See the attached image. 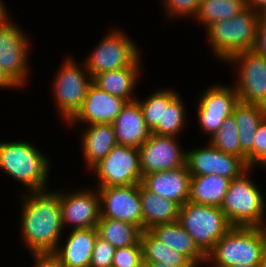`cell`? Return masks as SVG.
<instances>
[{"label": "cell", "instance_id": "19", "mask_svg": "<svg viewBox=\"0 0 266 267\" xmlns=\"http://www.w3.org/2000/svg\"><path fill=\"white\" fill-rule=\"evenodd\" d=\"M112 125L117 144L124 146L139 149L151 134L137 100L127 102Z\"/></svg>", "mask_w": 266, "mask_h": 267}, {"label": "cell", "instance_id": "42", "mask_svg": "<svg viewBox=\"0 0 266 267\" xmlns=\"http://www.w3.org/2000/svg\"><path fill=\"white\" fill-rule=\"evenodd\" d=\"M150 267H168L162 262H155V263H148ZM169 267H174V266H169Z\"/></svg>", "mask_w": 266, "mask_h": 267}, {"label": "cell", "instance_id": "8", "mask_svg": "<svg viewBox=\"0 0 266 267\" xmlns=\"http://www.w3.org/2000/svg\"><path fill=\"white\" fill-rule=\"evenodd\" d=\"M122 30H111L85 59V66L92 78L101 73L131 66L141 55L140 50Z\"/></svg>", "mask_w": 266, "mask_h": 267}, {"label": "cell", "instance_id": "25", "mask_svg": "<svg viewBox=\"0 0 266 267\" xmlns=\"http://www.w3.org/2000/svg\"><path fill=\"white\" fill-rule=\"evenodd\" d=\"M232 115L236 121L241 151L247 155L253 149L256 130L266 117V107L239 101Z\"/></svg>", "mask_w": 266, "mask_h": 267}, {"label": "cell", "instance_id": "2", "mask_svg": "<svg viewBox=\"0 0 266 267\" xmlns=\"http://www.w3.org/2000/svg\"><path fill=\"white\" fill-rule=\"evenodd\" d=\"M49 158L25 140L0 142V169L27 187L25 193L48 190Z\"/></svg>", "mask_w": 266, "mask_h": 267}, {"label": "cell", "instance_id": "17", "mask_svg": "<svg viewBox=\"0 0 266 267\" xmlns=\"http://www.w3.org/2000/svg\"><path fill=\"white\" fill-rule=\"evenodd\" d=\"M128 101L109 94L93 82L87 90L86 97L80 110L68 122L69 125L88 123L112 124Z\"/></svg>", "mask_w": 266, "mask_h": 267}, {"label": "cell", "instance_id": "18", "mask_svg": "<svg viewBox=\"0 0 266 267\" xmlns=\"http://www.w3.org/2000/svg\"><path fill=\"white\" fill-rule=\"evenodd\" d=\"M191 174L187 166L147 174L142 184L161 198H167L182 207L190 197Z\"/></svg>", "mask_w": 266, "mask_h": 267}, {"label": "cell", "instance_id": "24", "mask_svg": "<svg viewBox=\"0 0 266 267\" xmlns=\"http://www.w3.org/2000/svg\"><path fill=\"white\" fill-rule=\"evenodd\" d=\"M139 196L143 212V230L179 220L180 206L167 198H161L139 183Z\"/></svg>", "mask_w": 266, "mask_h": 267}, {"label": "cell", "instance_id": "6", "mask_svg": "<svg viewBox=\"0 0 266 267\" xmlns=\"http://www.w3.org/2000/svg\"><path fill=\"white\" fill-rule=\"evenodd\" d=\"M178 221L205 255L233 227L220 207L191 201L180 207Z\"/></svg>", "mask_w": 266, "mask_h": 267}, {"label": "cell", "instance_id": "31", "mask_svg": "<svg viewBox=\"0 0 266 267\" xmlns=\"http://www.w3.org/2000/svg\"><path fill=\"white\" fill-rule=\"evenodd\" d=\"M208 141L218 150L240 157L246 163V155L241 151L236 121L233 115L224 120L220 129Z\"/></svg>", "mask_w": 266, "mask_h": 267}, {"label": "cell", "instance_id": "34", "mask_svg": "<svg viewBox=\"0 0 266 267\" xmlns=\"http://www.w3.org/2000/svg\"><path fill=\"white\" fill-rule=\"evenodd\" d=\"M143 262L141 241L137 244L116 248L112 267H138Z\"/></svg>", "mask_w": 266, "mask_h": 267}, {"label": "cell", "instance_id": "37", "mask_svg": "<svg viewBox=\"0 0 266 267\" xmlns=\"http://www.w3.org/2000/svg\"><path fill=\"white\" fill-rule=\"evenodd\" d=\"M253 50L266 58V14H262L260 18L257 28L256 43Z\"/></svg>", "mask_w": 266, "mask_h": 267}, {"label": "cell", "instance_id": "1", "mask_svg": "<svg viewBox=\"0 0 266 267\" xmlns=\"http://www.w3.org/2000/svg\"><path fill=\"white\" fill-rule=\"evenodd\" d=\"M21 237L30 253L55 252L63 233L60 192L22 193ZM60 243V244H59Z\"/></svg>", "mask_w": 266, "mask_h": 267}, {"label": "cell", "instance_id": "43", "mask_svg": "<svg viewBox=\"0 0 266 267\" xmlns=\"http://www.w3.org/2000/svg\"><path fill=\"white\" fill-rule=\"evenodd\" d=\"M264 264L266 265V226L264 227Z\"/></svg>", "mask_w": 266, "mask_h": 267}, {"label": "cell", "instance_id": "30", "mask_svg": "<svg viewBox=\"0 0 266 267\" xmlns=\"http://www.w3.org/2000/svg\"><path fill=\"white\" fill-rule=\"evenodd\" d=\"M185 103L179 96V93L168 103L163 104L162 123L151 131L152 134L179 136L187 121Z\"/></svg>", "mask_w": 266, "mask_h": 267}, {"label": "cell", "instance_id": "27", "mask_svg": "<svg viewBox=\"0 0 266 267\" xmlns=\"http://www.w3.org/2000/svg\"><path fill=\"white\" fill-rule=\"evenodd\" d=\"M140 241L145 263L162 262L168 267H197L187 256L163 244L149 230L141 232Z\"/></svg>", "mask_w": 266, "mask_h": 267}, {"label": "cell", "instance_id": "29", "mask_svg": "<svg viewBox=\"0 0 266 267\" xmlns=\"http://www.w3.org/2000/svg\"><path fill=\"white\" fill-rule=\"evenodd\" d=\"M245 8V0H201L195 19L207 28L213 23L234 17Z\"/></svg>", "mask_w": 266, "mask_h": 267}, {"label": "cell", "instance_id": "36", "mask_svg": "<svg viewBox=\"0 0 266 267\" xmlns=\"http://www.w3.org/2000/svg\"><path fill=\"white\" fill-rule=\"evenodd\" d=\"M167 17H196L201 0H163Z\"/></svg>", "mask_w": 266, "mask_h": 267}, {"label": "cell", "instance_id": "21", "mask_svg": "<svg viewBox=\"0 0 266 267\" xmlns=\"http://www.w3.org/2000/svg\"><path fill=\"white\" fill-rule=\"evenodd\" d=\"M82 131L81 149L85 164L92 169L117 144L112 124H91Z\"/></svg>", "mask_w": 266, "mask_h": 267}, {"label": "cell", "instance_id": "9", "mask_svg": "<svg viewBox=\"0 0 266 267\" xmlns=\"http://www.w3.org/2000/svg\"><path fill=\"white\" fill-rule=\"evenodd\" d=\"M91 170L98 178L96 187L139 184L143 179L139 149L122 144H116Z\"/></svg>", "mask_w": 266, "mask_h": 267}, {"label": "cell", "instance_id": "39", "mask_svg": "<svg viewBox=\"0 0 266 267\" xmlns=\"http://www.w3.org/2000/svg\"><path fill=\"white\" fill-rule=\"evenodd\" d=\"M17 88L20 87L0 65V89L1 88Z\"/></svg>", "mask_w": 266, "mask_h": 267}, {"label": "cell", "instance_id": "20", "mask_svg": "<svg viewBox=\"0 0 266 267\" xmlns=\"http://www.w3.org/2000/svg\"><path fill=\"white\" fill-rule=\"evenodd\" d=\"M98 236L97 228L72 229L65 243L54 252L62 267H90L93 248Z\"/></svg>", "mask_w": 266, "mask_h": 267}, {"label": "cell", "instance_id": "26", "mask_svg": "<svg viewBox=\"0 0 266 267\" xmlns=\"http://www.w3.org/2000/svg\"><path fill=\"white\" fill-rule=\"evenodd\" d=\"M229 183L230 179L216 174L191 176L189 201L220 207Z\"/></svg>", "mask_w": 266, "mask_h": 267}, {"label": "cell", "instance_id": "45", "mask_svg": "<svg viewBox=\"0 0 266 267\" xmlns=\"http://www.w3.org/2000/svg\"><path fill=\"white\" fill-rule=\"evenodd\" d=\"M138 267H150L148 263L142 262Z\"/></svg>", "mask_w": 266, "mask_h": 267}, {"label": "cell", "instance_id": "12", "mask_svg": "<svg viewBox=\"0 0 266 267\" xmlns=\"http://www.w3.org/2000/svg\"><path fill=\"white\" fill-rule=\"evenodd\" d=\"M96 188L100 196V218L128 222L143 231L139 184Z\"/></svg>", "mask_w": 266, "mask_h": 267}, {"label": "cell", "instance_id": "16", "mask_svg": "<svg viewBox=\"0 0 266 267\" xmlns=\"http://www.w3.org/2000/svg\"><path fill=\"white\" fill-rule=\"evenodd\" d=\"M72 193L60 192L63 229L68 225L72 229L97 228L100 219L98 189H81Z\"/></svg>", "mask_w": 266, "mask_h": 267}, {"label": "cell", "instance_id": "4", "mask_svg": "<svg viewBox=\"0 0 266 267\" xmlns=\"http://www.w3.org/2000/svg\"><path fill=\"white\" fill-rule=\"evenodd\" d=\"M206 262L212 267L264 264V227L233 226L206 255Z\"/></svg>", "mask_w": 266, "mask_h": 267}, {"label": "cell", "instance_id": "32", "mask_svg": "<svg viewBox=\"0 0 266 267\" xmlns=\"http://www.w3.org/2000/svg\"><path fill=\"white\" fill-rule=\"evenodd\" d=\"M178 93L170 88L156 90L147 99L140 101L147 128L152 131L158 123H162L163 104H168Z\"/></svg>", "mask_w": 266, "mask_h": 267}, {"label": "cell", "instance_id": "3", "mask_svg": "<svg viewBox=\"0 0 266 267\" xmlns=\"http://www.w3.org/2000/svg\"><path fill=\"white\" fill-rule=\"evenodd\" d=\"M261 16V13L246 7L230 19L209 25L206 32L215 56L227 62L237 53L253 50Z\"/></svg>", "mask_w": 266, "mask_h": 267}, {"label": "cell", "instance_id": "5", "mask_svg": "<svg viewBox=\"0 0 266 267\" xmlns=\"http://www.w3.org/2000/svg\"><path fill=\"white\" fill-rule=\"evenodd\" d=\"M248 168L239 177L230 180L229 188L220 206L232 226L265 227V198L249 178ZM264 222V223H263Z\"/></svg>", "mask_w": 266, "mask_h": 267}, {"label": "cell", "instance_id": "10", "mask_svg": "<svg viewBox=\"0 0 266 267\" xmlns=\"http://www.w3.org/2000/svg\"><path fill=\"white\" fill-rule=\"evenodd\" d=\"M237 63L235 89L239 101L266 107V58L254 50L233 55L226 63Z\"/></svg>", "mask_w": 266, "mask_h": 267}, {"label": "cell", "instance_id": "35", "mask_svg": "<svg viewBox=\"0 0 266 267\" xmlns=\"http://www.w3.org/2000/svg\"><path fill=\"white\" fill-rule=\"evenodd\" d=\"M116 248L99 235L93 248L90 267H112Z\"/></svg>", "mask_w": 266, "mask_h": 267}, {"label": "cell", "instance_id": "22", "mask_svg": "<svg viewBox=\"0 0 266 267\" xmlns=\"http://www.w3.org/2000/svg\"><path fill=\"white\" fill-rule=\"evenodd\" d=\"M141 56L129 67L101 72L92 78V82L113 96L127 100H136L133 90L141 73ZM133 95V96H132Z\"/></svg>", "mask_w": 266, "mask_h": 267}, {"label": "cell", "instance_id": "14", "mask_svg": "<svg viewBox=\"0 0 266 267\" xmlns=\"http://www.w3.org/2000/svg\"><path fill=\"white\" fill-rule=\"evenodd\" d=\"M175 136L150 134L139 148L142 176L186 166V151Z\"/></svg>", "mask_w": 266, "mask_h": 267}, {"label": "cell", "instance_id": "23", "mask_svg": "<svg viewBox=\"0 0 266 267\" xmlns=\"http://www.w3.org/2000/svg\"><path fill=\"white\" fill-rule=\"evenodd\" d=\"M149 231L163 244L187 256L197 267L206 262V255L179 221L158 224Z\"/></svg>", "mask_w": 266, "mask_h": 267}, {"label": "cell", "instance_id": "15", "mask_svg": "<svg viewBox=\"0 0 266 267\" xmlns=\"http://www.w3.org/2000/svg\"><path fill=\"white\" fill-rule=\"evenodd\" d=\"M186 166L191 176L216 174L230 180L249 168L240 157L226 154L210 143L206 147L186 151Z\"/></svg>", "mask_w": 266, "mask_h": 267}, {"label": "cell", "instance_id": "33", "mask_svg": "<svg viewBox=\"0 0 266 267\" xmlns=\"http://www.w3.org/2000/svg\"><path fill=\"white\" fill-rule=\"evenodd\" d=\"M253 149L246 155V164L249 168L263 165L266 162V117L256 130Z\"/></svg>", "mask_w": 266, "mask_h": 267}, {"label": "cell", "instance_id": "41", "mask_svg": "<svg viewBox=\"0 0 266 267\" xmlns=\"http://www.w3.org/2000/svg\"><path fill=\"white\" fill-rule=\"evenodd\" d=\"M5 4L0 0V22L5 21L9 18L8 11L6 10Z\"/></svg>", "mask_w": 266, "mask_h": 267}, {"label": "cell", "instance_id": "44", "mask_svg": "<svg viewBox=\"0 0 266 267\" xmlns=\"http://www.w3.org/2000/svg\"><path fill=\"white\" fill-rule=\"evenodd\" d=\"M231 267H266L265 264H258V265H251V266H242V265H234V266H231Z\"/></svg>", "mask_w": 266, "mask_h": 267}, {"label": "cell", "instance_id": "38", "mask_svg": "<svg viewBox=\"0 0 266 267\" xmlns=\"http://www.w3.org/2000/svg\"><path fill=\"white\" fill-rule=\"evenodd\" d=\"M34 257L33 267H62L59 257L54 252L31 253Z\"/></svg>", "mask_w": 266, "mask_h": 267}, {"label": "cell", "instance_id": "28", "mask_svg": "<svg viewBox=\"0 0 266 267\" xmlns=\"http://www.w3.org/2000/svg\"><path fill=\"white\" fill-rule=\"evenodd\" d=\"M98 235L115 248L129 247L140 241L142 230L131 223L111 218H100Z\"/></svg>", "mask_w": 266, "mask_h": 267}, {"label": "cell", "instance_id": "40", "mask_svg": "<svg viewBox=\"0 0 266 267\" xmlns=\"http://www.w3.org/2000/svg\"><path fill=\"white\" fill-rule=\"evenodd\" d=\"M246 7L261 14H266V0H245Z\"/></svg>", "mask_w": 266, "mask_h": 267}, {"label": "cell", "instance_id": "13", "mask_svg": "<svg viewBox=\"0 0 266 267\" xmlns=\"http://www.w3.org/2000/svg\"><path fill=\"white\" fill-rule=\"evenodd\" d=\"M238 103L239 96L234 85L217 84L206 89L199 97L197 105L200 129L210 137L214 135L224 120L233 114Z\"/></svg>", "mask_w": 266, "mask_h": 267}, {"label": "cell", "instance_id": "7", "mask_svg": "<svg viewBox=\"0 0 266 267\" xmlns=\"http://www.w3.org/2000/svg\"><path fill=\"white\" fill-rule=\"evenodd\" d=\"M81 64L79 66L72 57H66L53 79L56 108L58 107L59 114L67 123L80 110L92 83V76L87 71L84 62Z\"/></svg>", "mask_w": 266, "mask_h": 267}, {"label": "cell", "instance_id": "11", "mask_svg": "<svg viewBox=\"0 0 266 267\" xmlns=\"http://www.w3.org/2000/svg\"><path fill=\"white\" fill-rule=\"evenodd\" d=\"M29 38L10 18L0 22V65L21 87L26 85Z\"/></svg>", "mask_w": 266, "mask_h": 267}]
</instances>
